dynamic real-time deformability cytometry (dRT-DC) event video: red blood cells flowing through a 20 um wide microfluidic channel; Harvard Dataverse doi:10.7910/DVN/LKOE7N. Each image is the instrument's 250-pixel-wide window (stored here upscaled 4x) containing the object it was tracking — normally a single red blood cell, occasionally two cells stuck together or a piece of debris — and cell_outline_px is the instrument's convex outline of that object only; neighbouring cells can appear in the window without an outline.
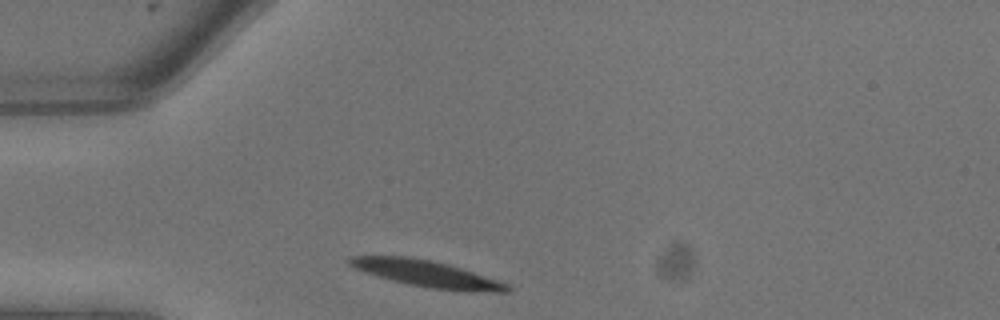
{"species": "common noctule bat (a hibernating species)", "species_latin": "Nyctalus noctula", "temperature_condition": "warm", "stored_images_in_passage": 6, "camera_frame_rate_fps": 3000, "um_per_image_px": 0.085, "animal": {"sex": "male", "body_mass_g": 13.3}, "frame": {"image": 1, "passage_image": 1, "time_ms": 0.0, "image_size_px": [1000, 320], "cell_outline_px": [[512, 288], [508, 292], [472, 292], [432, 288], [392, 280], [356, 268], [348, 264], [344, 260], [348, 256], [408, 256], [432, 260], [448, 264], [508, 284]], "centroid_in_image_um": [36.27, 23.25], "position_along_channel_um": 48.7, "area_um2": 23.93}}
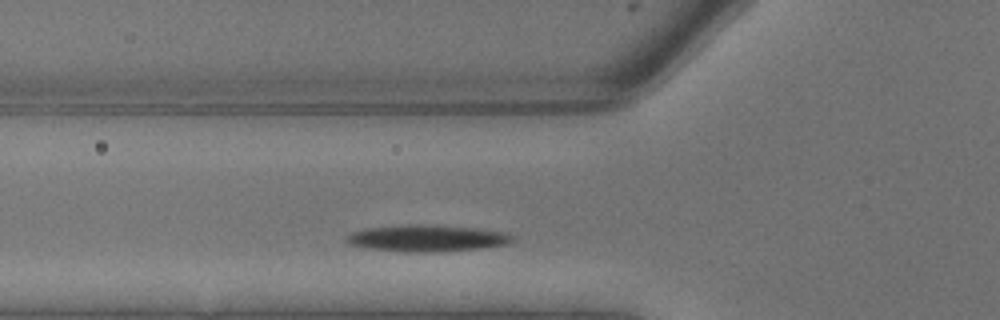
{"frame": {"image": 2, "passage_image": 3, "time_ms": 0.667, "image_size_px": [1000, 320], "cell_outline_px": [[512, 240], [508, 244], [480, 248], [432, 252], [404, 252], [368, 248], [352, 244], [348, 240], [348, 236], [352, 232], [364, 228], [408, 224], [436, 224], [476, 228], [504, 232], [512, 236]], "centroid_in_image_um": [36.31, 20.23], "position_along_channel_um": 89.5, "area_um2": 25.66}}